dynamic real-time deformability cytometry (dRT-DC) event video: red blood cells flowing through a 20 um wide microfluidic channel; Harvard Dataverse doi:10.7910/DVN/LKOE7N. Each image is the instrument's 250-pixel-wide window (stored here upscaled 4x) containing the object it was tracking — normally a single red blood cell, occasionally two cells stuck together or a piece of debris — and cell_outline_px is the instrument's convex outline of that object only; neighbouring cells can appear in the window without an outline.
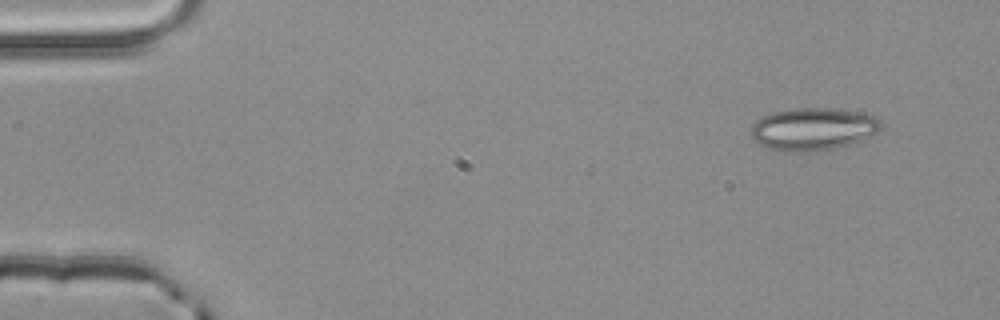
{"species": "common noctule bat (a hibernating species)", "species_latin": "Nyctalus noctula", "temperature_condition": "room temperature", "stored_images_in_passage": 3, "camera_frame_rate_fps": 3000, "um_per_image_px": 0.085, "animal": {"sex": "male", "body_mass_g": 20.4}, "frame": {"image": 1, "passage_image": 1, "time_ms": 0.0, "image_size_px": [1000, 320], "cell_outline_px": [[884, 124], [876, 132], [860, 140], [848, 144], [832, 148], [788, 152], [768, 148], [760, 144], [752, 136], [752, 124], [756, 120], [772, 112], [796, 108], [832, 108], [876, 116]], "centroid_in_image_um": [69.1, 10.95], "position_along_channel_um": 15.9, "area_um2": 31.56}}